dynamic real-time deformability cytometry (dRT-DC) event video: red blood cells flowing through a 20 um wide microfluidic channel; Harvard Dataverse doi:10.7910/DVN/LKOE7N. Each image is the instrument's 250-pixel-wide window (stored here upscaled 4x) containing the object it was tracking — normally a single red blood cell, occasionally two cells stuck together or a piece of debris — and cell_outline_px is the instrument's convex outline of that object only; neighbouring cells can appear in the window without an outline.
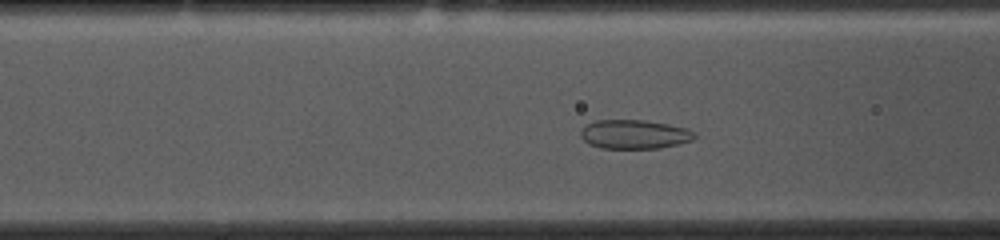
{"species": "common noctule bat (a hibernating species)", "species_latin": "Nyctalus noctula", "temperature_condition": "cold", "stored_images_in_passage": 44, "camera_frame_rate_fps": 3000, "um_per_image_px": 0.085, "animal": {"sex": "female", "body_mass_g": 10.0, "forearm_length_mm": 53.1}, "frame": {"image": 1, "passage_image": 17, "time_ms": 5.333, "image_size_px": [1000, 240], "cell_outline_px": [[696, 136], [692, 140], [660, 148], [600, 148], [588, 144], [580, 136], [580, 132], [588, 124], [596, 120], [644, 120], [668, 124], [688, 128]], "centroid_in_image_um": [53.9, 11.41], "position_along_channel_um": 112.7, "area_um2": 19.13}}
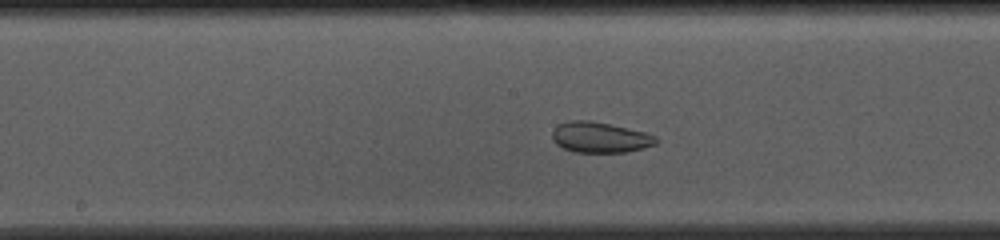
{"frame": {"image": 2, "passage_image": 24, "time_ms": 7.667, "image_size_px": [1000, 240], "cell_outline_px": [[660, 140], [656, 144], [644, 148], [628, 152], [576, 152], [564, 148], [556, 144], [552, 140], [552, 132], [560, 124], [568, 120], [592, 120], [644, 132], [656, 136]], "centroid_in_image_um": [51.02, 11.68], "position_along_channel_um": 197.2, "area_um2": 18.55}}
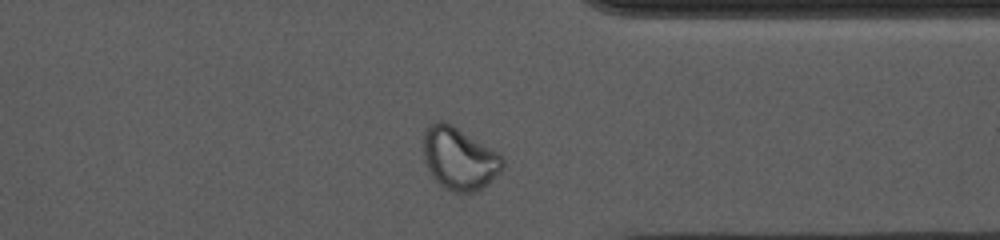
{"frame": {"image": 3, "passage_image": 39, "time_ms": 12.667, "image_size_px": [1000, 240], "cell_outline_px": [[504, 168], [488, 184], [472, 192], [456, 192], [444, 188], [432, 176], [424, 164], [424, 132], [436, 120], [444, 120], [452, 124], [496, 152], [504, 160]], "centroid_in_image_um": [39.02, 13.48], "position_along_channel_um": 372.4, "area_um2": 28.55}}